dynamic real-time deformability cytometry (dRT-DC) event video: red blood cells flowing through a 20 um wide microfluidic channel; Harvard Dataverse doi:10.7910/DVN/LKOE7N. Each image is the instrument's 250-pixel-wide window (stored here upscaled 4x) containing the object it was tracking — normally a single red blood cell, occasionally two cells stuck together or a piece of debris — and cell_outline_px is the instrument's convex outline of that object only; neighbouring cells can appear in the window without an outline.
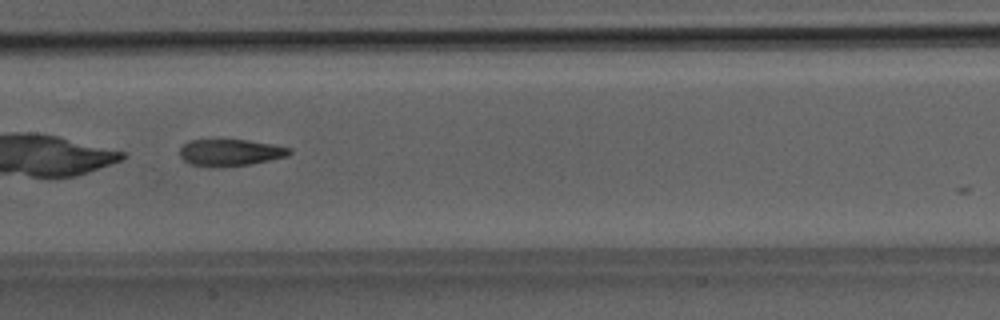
{"species": "Egyptian fruit bat (a non-hibernating species)", "species_latin": "Rousettus aegyptiacus", "temperature_condition": "room temperature", "stored_images_in_passage": 45, "camera_frame_rate_fps": 3000, "um_per_image_px": 0.085, "animal": {"sex": "male"}, "frame": {"image": 1, "passage_image": 26, "time_ms": 8.333, "image_size_px": [1000, 320], "cell_outline_px": [[292, 152], [288, 156], [252, 164], [188, 164], [180, 156], [180, 148], [188, 140], [248, 140], [272, 144], [292, 148]], "centroid_in_image_um": [19.63, 12.92], "position_along_channel_um": 187.8, "area_um2": 16.42}}